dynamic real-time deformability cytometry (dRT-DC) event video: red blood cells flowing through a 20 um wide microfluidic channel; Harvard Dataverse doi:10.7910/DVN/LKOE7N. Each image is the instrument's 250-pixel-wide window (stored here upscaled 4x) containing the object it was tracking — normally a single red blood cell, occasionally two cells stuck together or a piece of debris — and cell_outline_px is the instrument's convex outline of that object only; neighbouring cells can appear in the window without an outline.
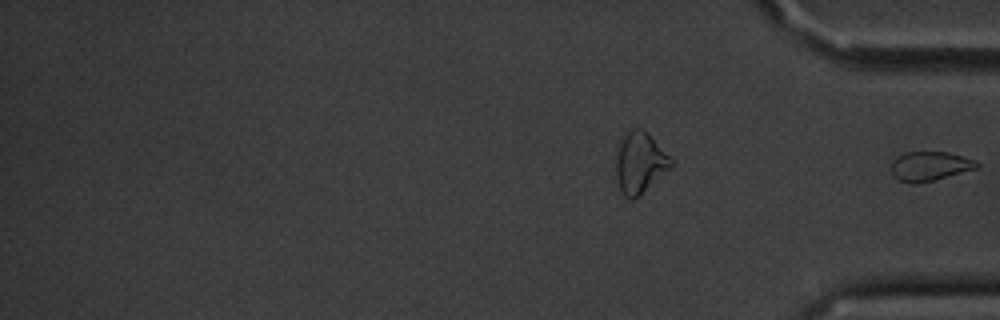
{"species": "common noctule bat (a hibernating species)", "species_latin": "Nyctalus noctula", "temperature_condition": "cold", "stored_images_in_passage": 14, "segment_of_instrument_passage": [2, 2], "camera_frame_rate_fps": 3000, "um_per_image_px": 0.085, "animal": {"sex": "male", "body_mass_g": 20.1, "forearm_length_mm": 53.5}, "frame": {"image": 1, "passage_image": 14, "time_ms": 16.0, "image_size_px": [1000, 320], "cell_outline_px": [[980, 168], [916, 184], [912, 184], [900, 180], [892, 172], [892, 160], [904, 152], [948, 152], [976, 160], [980, 164]], "centroid_in_image_um": [79.08, 14.11], "position_along_channel_um": 356.1, "area_um2": 14.57}}